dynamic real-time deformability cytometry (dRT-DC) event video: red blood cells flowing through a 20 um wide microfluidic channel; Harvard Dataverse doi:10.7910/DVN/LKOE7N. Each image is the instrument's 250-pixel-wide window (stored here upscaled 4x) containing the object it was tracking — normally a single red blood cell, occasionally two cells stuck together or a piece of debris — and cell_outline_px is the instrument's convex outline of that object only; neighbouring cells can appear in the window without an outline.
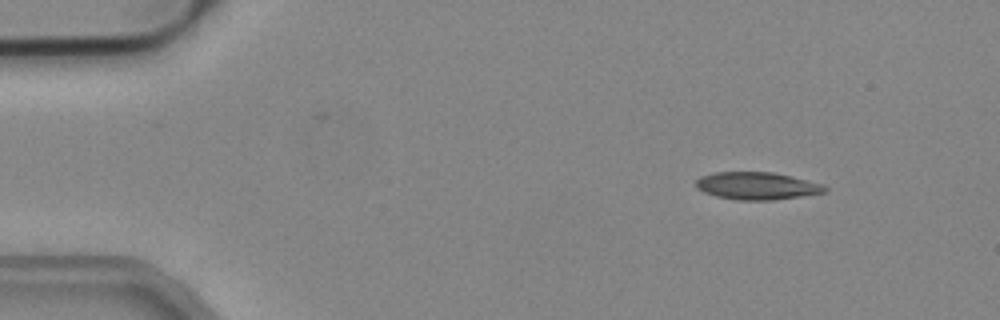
{"species": "common noctule bat (a hibernating species)", "species_latin": "Nyctalus noctula", "temperature_condition": "cold", "stored_images_in_passage": 46, "camera_frame_rate_fps": 3000, "um_per_image_px": 0.085, "animal": {"sex": "male", "body_mass_g": 19.2, "forearm_length_mm": 51.8}, "frame": {"image": 1, "passage_image": 1, "time_ms": 0.0, "image_size_px": [1000, 320], "cell_outline_px": [[828, 192], [772, 200], [740, 200], [716, 196], [704, 192], [696, 188], [696, 180], [700, 176], [716, 172], [772, 172], [792, 176], [824, 184], [828, 188]], "centroid_in_image_um": [64.37, 15.79], "position_along_channel_um": 20.6, "area_um2": 20.69}}
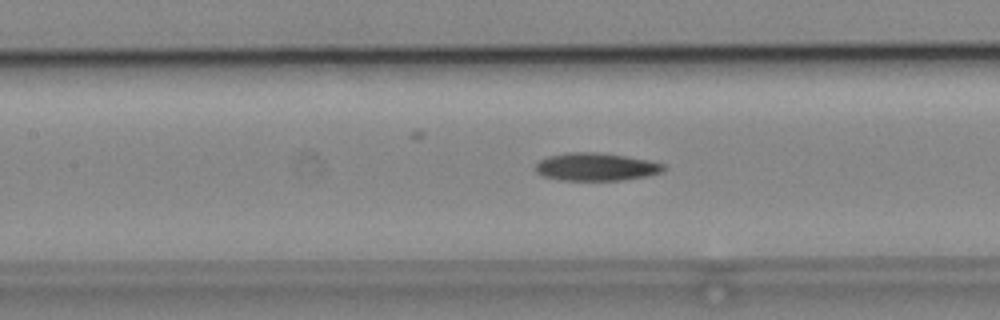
{"frame": {"image": 2, "passage_image": 18, "time_ms": 5.667, "image_size_px": [1000, 320], "cell_outline_px": [[668, 168], [660, 172], [648, 176], [624, 180], [564, 180], [544, 176], [536, 172], [536, 164], [540, 160], [548, 156], [568, 152], [592, 152], [624, 156], [648, 160], [664, 164]], "centroid_in_image_um": [50.68, 14.18], "position_along_channel_um": 156.7, "area_um2": 20.63}}
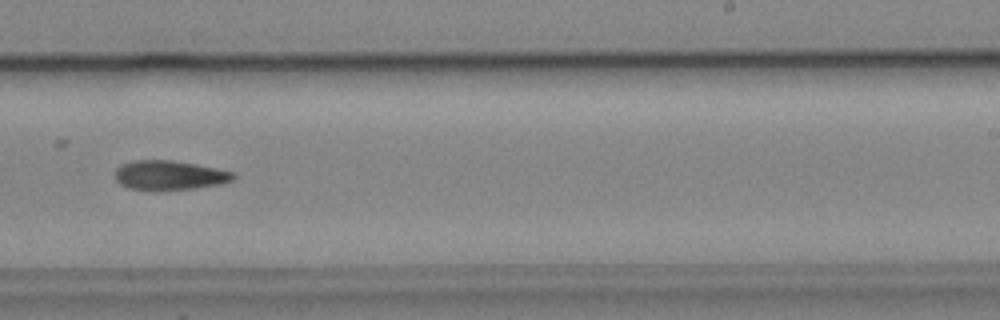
{"frame": {"image": 3, "passage_image": 27, "time_ms": 8.667, "image_size_px": [1000, 320], "cell_outline_px": [[236, 176], [232, 180], [220, 184], [192, 188], [156, 192], [152, 192], [128, 188], [120, 184], [116, 180], [116, 168], [120, 164], [132, 160], [168, 160], [196, 164], [236, 172]], "centroid_in_image_um": [14.37, 14.91], "position_along_channel_um": 274.6, "area_um2": 20.69}}